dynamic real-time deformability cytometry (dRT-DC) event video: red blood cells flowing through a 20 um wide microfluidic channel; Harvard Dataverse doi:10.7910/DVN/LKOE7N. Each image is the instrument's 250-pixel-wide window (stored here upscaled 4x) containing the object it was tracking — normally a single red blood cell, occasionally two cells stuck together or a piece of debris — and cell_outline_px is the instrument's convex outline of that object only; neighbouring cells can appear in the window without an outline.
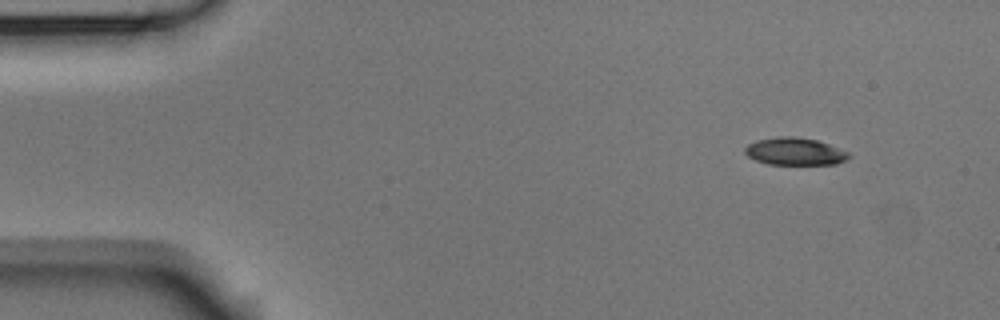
{"species": "Egyptian fruit bat (a non-hibernating species)", "species_latin": "Rousettus aegyptiacus", "temperature_condition": "room temperature", "stored_images_in_passage": 4, "camera_frame_rate_fps": 3000, "um_per_image_px": 0.085, "animal": {"sex": "male"}, "frame": {"image": 1, "passage_image": 1, "time_ms": 0.0, "image_size_px": [1000, 320], "cell_outline_px": [[852, 156], [836, 164], [768, 164], [756, 160], [748, 156], [744, 152], [744, 148], [748, 144], [756, 140], [780, 136], [796, 136], [816, 140], [828, 144], [848, 152]], "centroid_in_image_um": [67.54, 12.86], "position_along_channel_um": 17.5, "area_um2": 16.53}}
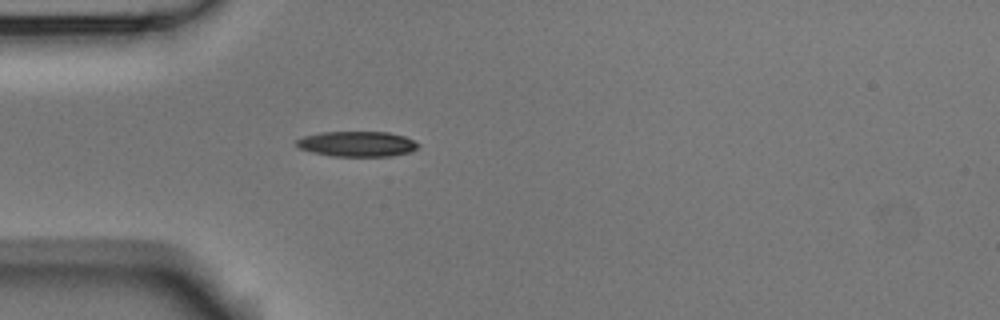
{"frame": {"image": 2, "passage_image": 4, "time_ms": 1.0, "image_size_px": [1000, 320], "cell_outline_px": [[420, 144], [412, 152], [392, 156], [332, 156], [312, 152], [300, 148], [296, 144], [296, 140], [304, 136], [320, 132], [388, 132], [404, 136]], "centroid_in_image_um": [30.36, 12.23], "position_along_channel_um": 54.6, "area_um2": 17.92}}